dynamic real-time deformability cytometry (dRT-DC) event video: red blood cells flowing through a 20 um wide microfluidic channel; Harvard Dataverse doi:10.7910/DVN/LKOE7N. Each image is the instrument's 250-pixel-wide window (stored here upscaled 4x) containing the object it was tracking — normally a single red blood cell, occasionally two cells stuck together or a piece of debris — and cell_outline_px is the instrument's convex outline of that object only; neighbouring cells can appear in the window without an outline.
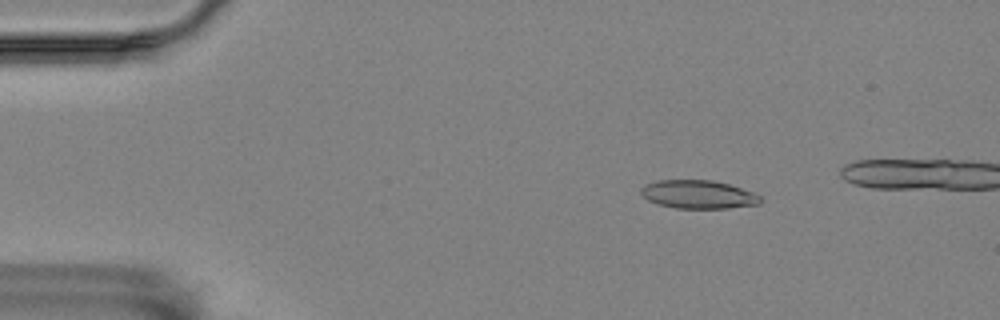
{"species": "Egyptian fruit bat (a non-hibernating species)", "species_latin": "Rousettus aegyptiacus", "temperature_condition": "room temperature", "stored_images_in_passage": 46, "camera_frame_rate_fps": 3000, "um_per_image_px": 0.085, "animal": {"sex": "female"}, "frame": {"image": 1, "passage_image": 3, "time_ms": 0.667, "image_size_px": [1000, 320], "cell_outline_px": [[764, 200], [760, 204], [728, 208], [676, 208], [660, 204], [648, 200], [640, 192], [640, 188], [644, 184], [656, 180], [712, 180], [728, 184], [752, 192], [760, 196]], "centroid_in_image_um": [59.35, 16.52], "position_along_channel_um": 25.6, "area_um2": 19.71}}